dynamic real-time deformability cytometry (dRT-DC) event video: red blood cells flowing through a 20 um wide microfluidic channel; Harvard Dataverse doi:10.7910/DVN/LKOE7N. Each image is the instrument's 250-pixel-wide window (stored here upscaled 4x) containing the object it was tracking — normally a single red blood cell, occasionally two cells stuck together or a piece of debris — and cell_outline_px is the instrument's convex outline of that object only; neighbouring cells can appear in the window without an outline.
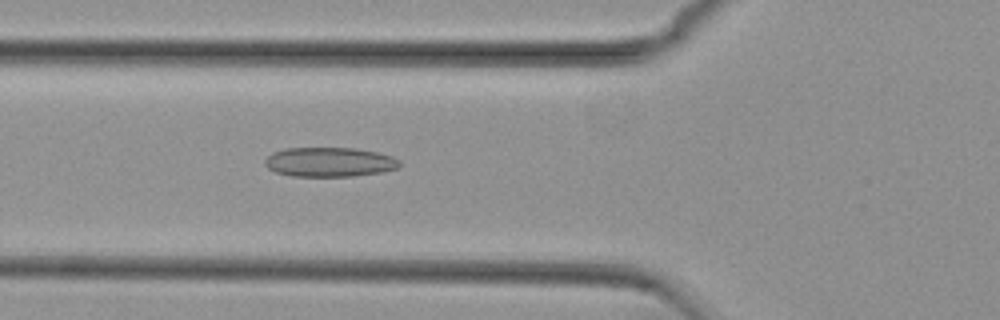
{"species": "common noctule bat (a hibernating species)", "species_latin": "Nyctalus noctula", "temperature_condition": "cold", "stored_images_in_passage": 53, "camera_frame_rate_fps": 3000, "um_per_image_px": 0.085, "animal": {"sex": "female", "body_mass_g": 29.2, "forearm_length_mm": 56.3}, "frame": {"image": 1, "passage_image": 18, "time_ms": 5.667, "image_size_px": [1000, 320], "cell_outline_px": [[400, 164], [396, 168], [380, 172], [352, 176], [292, 176], [276, 172], [268, 168], [264, 164], [264, 160], [272, 152], [284, 148], [356, 148], [376, 152], [392, 156], [400, 160]], "centroid_in_image_um": [27.97, 13.76], "position_along_channel_um": 97.8, "area_um2": 23.06}}
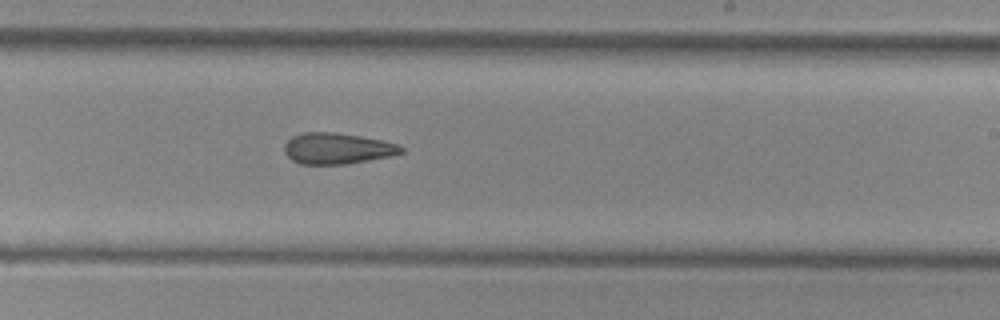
{"frame": {"image": 2, "passage_image": 31, "time_ms": 10.0, "image_size_px": [1000, 320], "cell_outline_px": [[404, 152], [392, 156], [348, 164], [300, 164], [292, 160], [284, 152], [284, 144], [292, 136], [304, 132], [332, 132], [360, 136], [400, 144], [404, 148]], "centroid_in_image_um": [28.68, 12.62], "position_along_channel_um": 260.3, "area_um2": 21.27}}
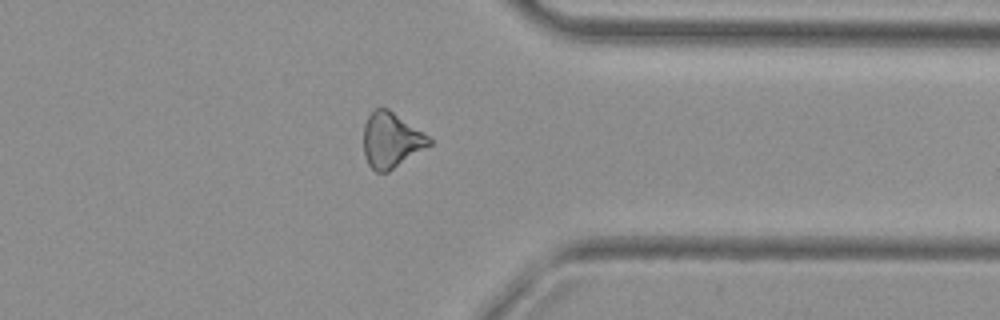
{"frame": {"image": 3, "passage_image": 41, "time_ms": 13.333, "image_size_px": [1000, 320], "cell_outline_px": [[432, 144], [388, 172], [376, 172], [368, 164], [364, 156], [364, 124], [368, 116], [376, 108], [388, 108], [424, 132], [432, 140]], "centroid_in_image_um": [33.25, 11.91], "position_along_channel_um": 378.1, "area_um2": 21.1}, "authors_computed_cell_mechanics": {"area_um2": 21.964, "velocity_mm_per_s": 3.739, "shape_relaxation_time_tau1_ms": null, "shape_relaxation_time_tau2_ms": 10.9248, "deformation_change_tau1": null, "deformation_change_tau2": 0.2466}}